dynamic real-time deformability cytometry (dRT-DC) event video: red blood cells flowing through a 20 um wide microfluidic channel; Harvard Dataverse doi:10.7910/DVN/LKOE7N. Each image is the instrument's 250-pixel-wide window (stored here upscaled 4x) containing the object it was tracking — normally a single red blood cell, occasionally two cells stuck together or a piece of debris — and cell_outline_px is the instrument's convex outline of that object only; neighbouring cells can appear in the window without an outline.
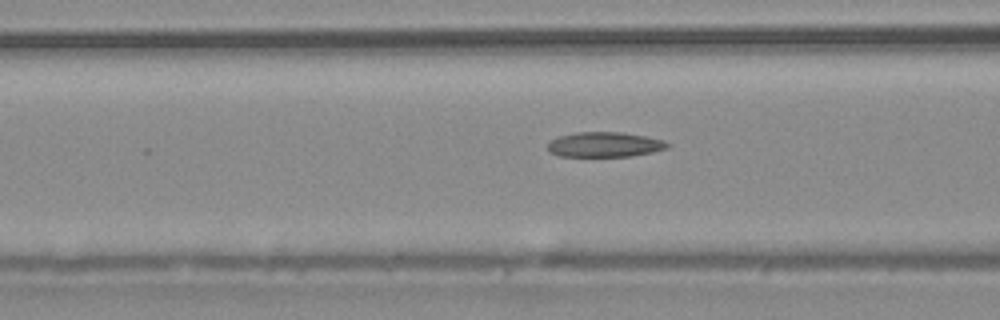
{"species": "common noctule bat (a hibernating species)", "species_latin": "Nyctalus noctula", "temperature_condition": "warm", "stored_images_in_passage": 48, "camera_frame_rate_fps": 3000, "um_per_image_px": 0.085, "animal": {"sex": "male", "body_mass_g": 20.4}, "frame": {"image": 1, "passage_image": 20, "time_ms": 6.333, "image_size_px": [1000, 320], "cell_outline_px": [[672, 144], [668, 148], [652, 152], [632, 156], [560, 156], [548, 152], [548, 144], [552, 140], [560, 136], [576, 132], [624, 132], [664, 140]], "centroid_in_image_um": [51.43, 12.29], "position_along_channel_um": 115.2, "area_um2": 17.46}}
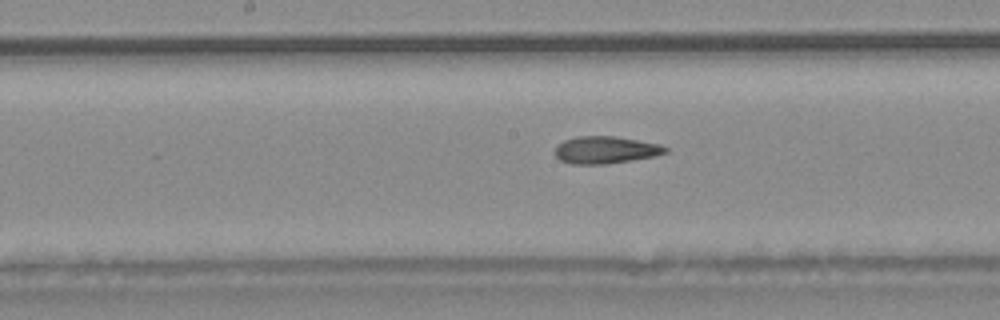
{"frame": {"image": 2, "passage_image": 26, "time_ms": 8.333, "image_size_px": [1000, 320], "cell_outline_px": [[668, 152], [656, 156], [604, 164], [572, 164], [560, 160], [556, 156], [556, 148], [564, 140], [576, 136], [616, 136], [660, 144], [668, 148]], "centroid_in_image_um": [51.5, 12.74], "position_along_channel_um": 196.7, "area_um2": 17.46}}
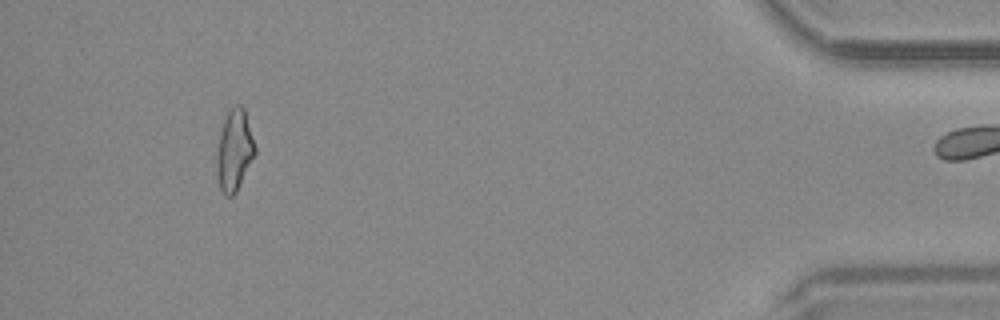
{"frame": {"image": 3, "passage_image": 47, "time_ms": 15.333, "image_size_px": [1000, 320], "cell_outline_px": [[256, 152], [236, 192], [232, 196], [224, 196], [220, 188], [216, 172], [216, 156], [220, 136], [224, 120], [228, 112], [236, 104], [240, 104], [244, 108], [256, 148]], "centroid_in_image_um": [19.92, 12.8], "position_along_channel_um": 415.3, "area_um2": 17.86}, "authors_computed_cell_mechanics": {"area_um2": 17.9758, "velocity_mm_per_s": 4.0661, "shape_relaxation_time_tau1_ms": null, "shape_relaxation_time_tau2_ms": 2.843, "deformation_change_tau1": null, "deformation_change_tau2": 0.1268}}